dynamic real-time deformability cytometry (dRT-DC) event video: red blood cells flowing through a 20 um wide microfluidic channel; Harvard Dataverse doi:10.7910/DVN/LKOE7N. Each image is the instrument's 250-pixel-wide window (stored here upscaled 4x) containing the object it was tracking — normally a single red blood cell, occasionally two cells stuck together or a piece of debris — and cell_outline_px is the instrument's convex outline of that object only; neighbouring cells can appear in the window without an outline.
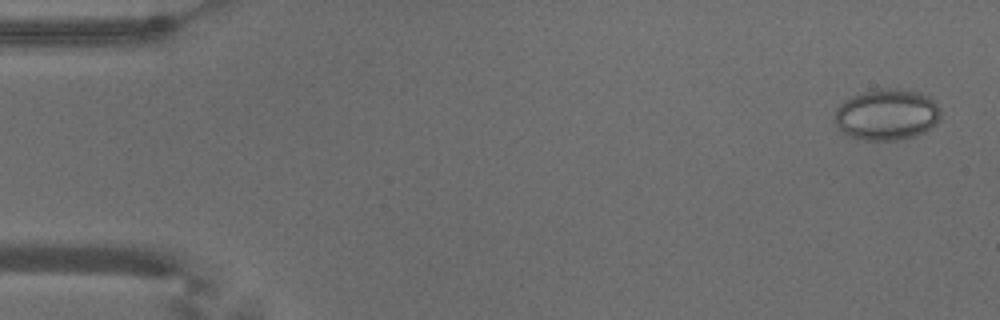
{"species": "common noctule bat (a hibernating species)", "species_latin": "Nyctalus noctula", "temperature_condition": "warm", "stored_images_in_passage": 10, "camera_frame_rate_fps": 3000, "um_per_image_px": 0.085, "animal": {"sex": "male", "body_mass_g": 18.8}, "frame": {"image": 1, "passage_image": 2, "time_ms": 0.333, "image_size_px": [1000, 320], "cell_outline_px": [[940, 120], [936, 124], [924, 132], [916, 136], [896, 140], [864, 140], [852, 136], [844, 132], [836, 124], [836, 108], [844, 100], [852, 96], [864, 92], [880, 88], [896, 88], [916, 92], [932, 96], [940, 108]], "centroid_in_image_um": [75.43, 9.73], "position_along_channel_um": 9.6, "area_um2": 31.62}}